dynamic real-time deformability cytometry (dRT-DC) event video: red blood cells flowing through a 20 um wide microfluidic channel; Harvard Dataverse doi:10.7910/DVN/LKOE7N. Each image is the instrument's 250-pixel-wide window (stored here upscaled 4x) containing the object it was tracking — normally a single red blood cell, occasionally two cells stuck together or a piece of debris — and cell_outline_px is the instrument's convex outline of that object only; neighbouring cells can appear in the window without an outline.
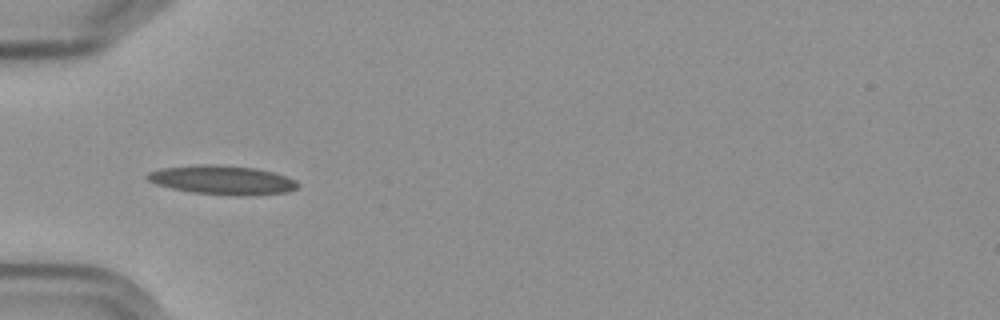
{"species": "Egyptian fruit bat (a non-hibernating species)", "species_latin": "Rousettus aegyptiacus", "temperature_condition": "cold", "stored_images_in_passage": 2, "camera_frame_rate_fps": 3000, "um_per_image_px": 0.085, "frame": {"image": 1, "passage_image": 1, "time_ms": 0.0, "image_size_px": [1000, 320], "cell_outline_px": [[300, 184], [296, 188], [288, 192], [248, 196], [232, 196], [192, 192], [172, 188], [156, 184], [148, 180], [144, 176], [148, 172], [160, 168], [196, 164], [216, 164], [256, 168], [272, 172], [296, 180]], "centroid_in_image_um": [18.88, 15.3], "position_along_channel_um": 66.1, "area_um2": 25.72}}
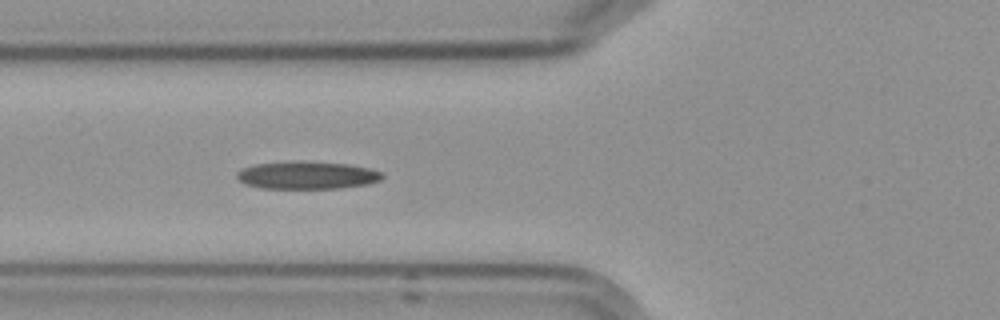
{"frame": {"image": 2, "passage_image": 2, "time_ms": 1.0, "image_size_px": [1000, 320], "cell_outline_px": [[384, 176], [380, 180], [368, 184], [340, 188], [260, 188], [244, 184], [236, 176], [236, 172], [244, 168], [256, 164], [296, 160], [348, 164], [368, 168], [380, 172]], "centroid_in_image_um": [26.08, 14.89], "position_along_channel_um": 99.7, "area_um2": 23.47}}